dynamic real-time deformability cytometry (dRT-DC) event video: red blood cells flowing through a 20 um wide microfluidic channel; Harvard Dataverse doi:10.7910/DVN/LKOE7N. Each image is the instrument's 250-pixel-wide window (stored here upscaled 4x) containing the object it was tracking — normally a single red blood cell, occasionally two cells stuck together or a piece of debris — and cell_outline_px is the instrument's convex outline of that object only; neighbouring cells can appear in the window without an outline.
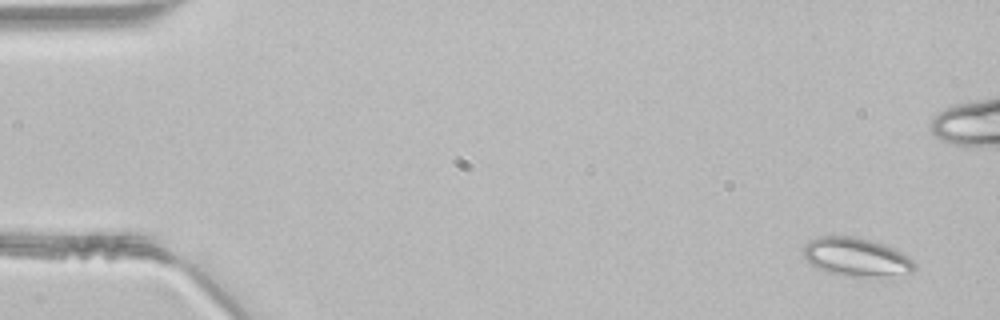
{"species": "common noctule bat (a hibernating species)", "species_latin": "Nyctalus noctula", "temperature_condition": "room temperature", "stored_images_in_passage": 49, "camera_frame_rate_fps": 3000, "um_per_image_px": 0.085, "animal": {"sex": "male", "body_mass_g": 21.5, "forearm_length_mm": 52.0}, "frame": {"image": 1, "passage_image": 3, "time_ms": 0.667, "image_size_px": [1000, 320], "cell_outline_px": [[916, 268], [912, 272], [892, 280], [880, 280], [852, 276], [828, 272], [812, 264], [804, 256], [804, 244], [808, 240], [820, 236], [852, 236], [872, 240], [896, 248], [908, 256], [916, 264]], "centroid_in_image_um": [72.92, 21.9], "position_along_channel_um": 12.1, "area_um2": 25.95}}
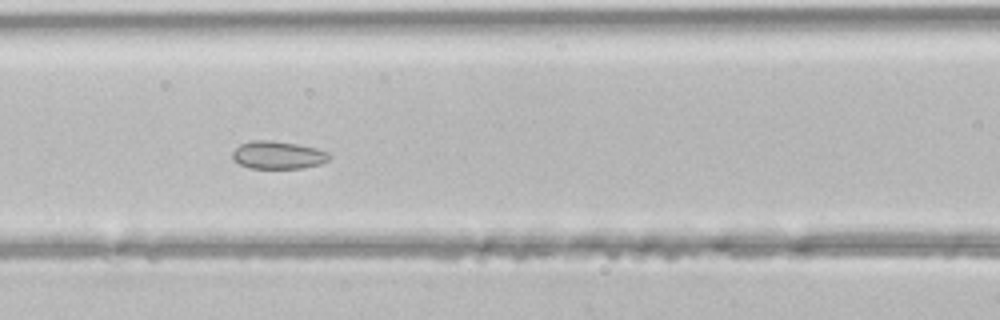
{"frame": {"image": 2, "passage_image": 21, "time_ms": 6.667, "image_size_px": [1000, 320], "cell_outline_px": [[332, 156], [328, 160], [320, 164], [300, 168], [252, 168], [240, 164], [232, 160], [232, 152], [240, 144], [252, 140], [272, 140], [296, 144], [316, 148], [328, 152]], "centroid_in_image_um": [23.62, 13.17], "position_along_channel_um": 143.0, "area_um2": 15.66}}
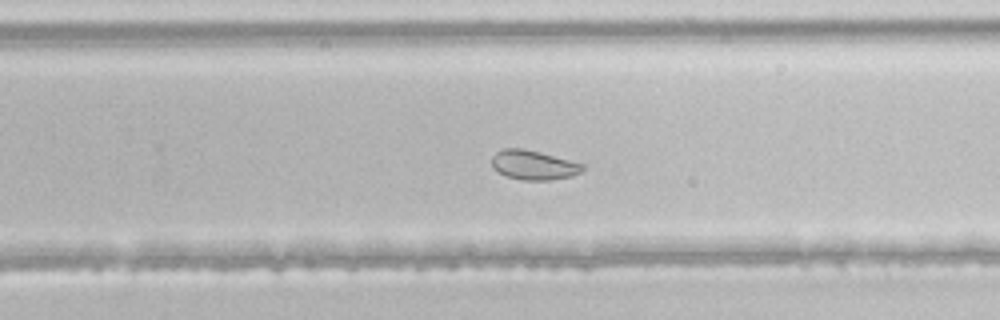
{"frame": {"image": 3, "passage_image": 31, "time_ms": 10.0, "image_size_px": [1000, 320], "cell_outline_px": [[584, 168], [580, 172], [572, 176], [548, 180], [524, 180], [508, 176], [492, 168], [492, 156], [496, 152], [504, 148], [524, 148], [540, 152], [584, 164]], "centroid_in_image_um": [45.34, 14.01], "position_along_channel_um": 284.5, "area_um2": 15.43}}